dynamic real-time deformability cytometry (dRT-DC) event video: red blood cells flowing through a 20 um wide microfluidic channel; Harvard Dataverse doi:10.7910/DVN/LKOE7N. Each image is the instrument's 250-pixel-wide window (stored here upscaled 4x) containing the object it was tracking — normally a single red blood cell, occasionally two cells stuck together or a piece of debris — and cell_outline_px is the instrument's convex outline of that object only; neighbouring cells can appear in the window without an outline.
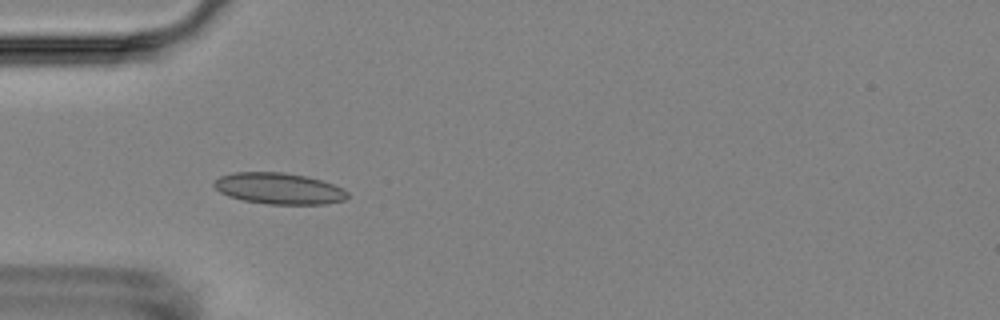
{"species": "Egyptian fruit bat (a non-hibernating species)", "species_latin": "Rousettus aegyptiacus", "temperature_condition": "room temperature", "stored_images_in_passage": 6, "camera_frame_rate_fps": 3000, "um_per_image_px": 0.085, "animal": {"sex": "female"}, "frame": {"image": 1, "passage_image": 4, "time_ms": 3.333, "image_size_px": [1000, 320], "cell_outline_px": [[348, 196], [344, 200], [324, 204], [268, 204], [244, 200], [228, 196], [220, 192], [212, 184], [220, 176], [232, 172], [284, 172], [304, 176], [320, 180], [344, 188], [348, 192]], "centroid_in_image_um": [23.7, 16.02], "position_along_channel_um": 61.3, "area_um2": 24.22}}
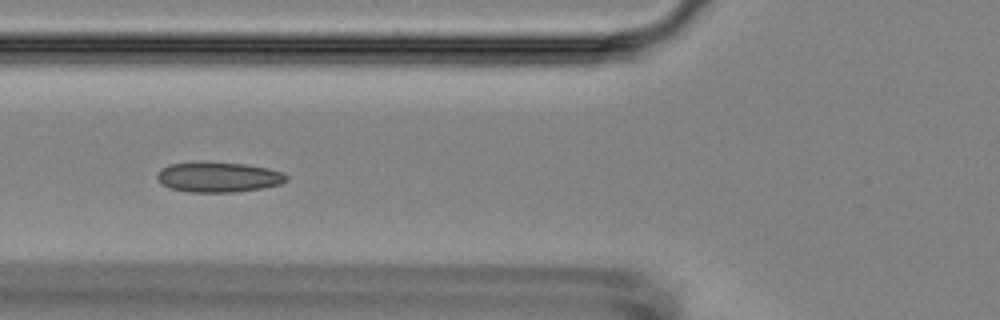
{"frame": {"image": 2, "passage_image": 5, "time_ms": 4.667, "image_size_px": [1000, 320], "cell_outline_px": [[288, 180], [280, 184], [260, 188], [232, 192], [188, 192], [172, 188], [160, 184], [156, 176], [160, 168], [168, 164], [192, 160], [200, 160], [248, 164], [268, 168], [284, 172], [288, 176]], "centroid_in_image_um": [18.52, 15.01], "position_along_channel_um": 107.3, "area_um2": 23.41}}
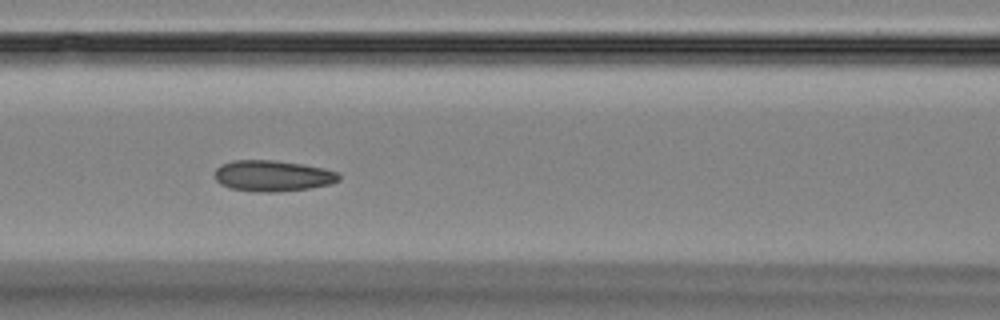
{"frame": {"image": 3, "passage_image": 6, "time_ms": 5.667, "image_size_px": [1000, 320], "cell_outline_px": [[340, 180], [332, 184], [312, 188], [276, 192], [260, 192], [228, 188], [220, 184], [212, 176], [212, 172], [220, 164], [232, 160], [272, 160], [300, 164], [324, 168], [340, 172]], "centroid_in_image_um": [23.15, 14.95], "position_along_channel_um": 143.5, "area_um2": 22.89}}